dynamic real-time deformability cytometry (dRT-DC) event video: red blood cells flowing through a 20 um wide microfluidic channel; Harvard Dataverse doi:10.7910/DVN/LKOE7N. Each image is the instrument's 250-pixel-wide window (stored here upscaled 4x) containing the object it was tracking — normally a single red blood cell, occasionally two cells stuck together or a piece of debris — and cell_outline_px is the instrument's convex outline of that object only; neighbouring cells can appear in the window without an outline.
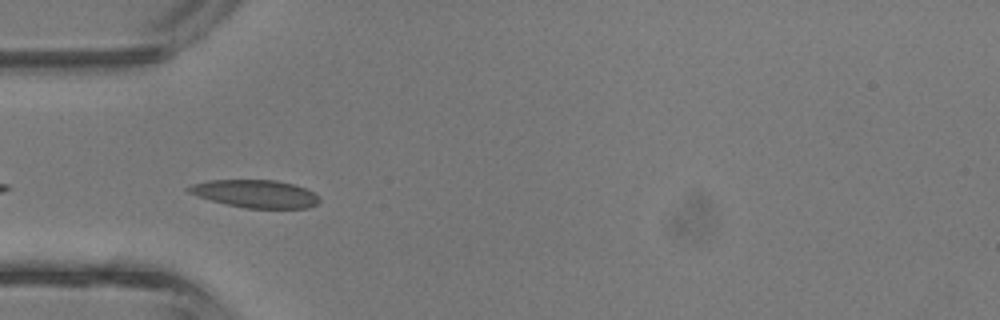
{"species": "common noctule bat (a hibernating species)", "species_latin": "Nyctalus noctula", "temperature_condition": "room temperature", "stored_images_in_passage": 32, "camera_frame_rate_fps": 3000, "um_per_image_px": 0.085, "animal": {"sex": "male", "body_mass_g": 13.3}, "frame": {"image": 1, "passage_image": 4, "time_ms": 1.0, "image_size_px": [1000, 320], "cell_outline_px": [[320, 200], [316, 204], [308, 208], [244, 208], [212, 200], [188, 192], [184, 188], [192, 184], [208, 180], [276, 180], [296, 184], [320, 196]], "centroid_in_image_um": [21.73, 16.46], "position_along_channel_um": 63.3, "area_um2": 21.1}}
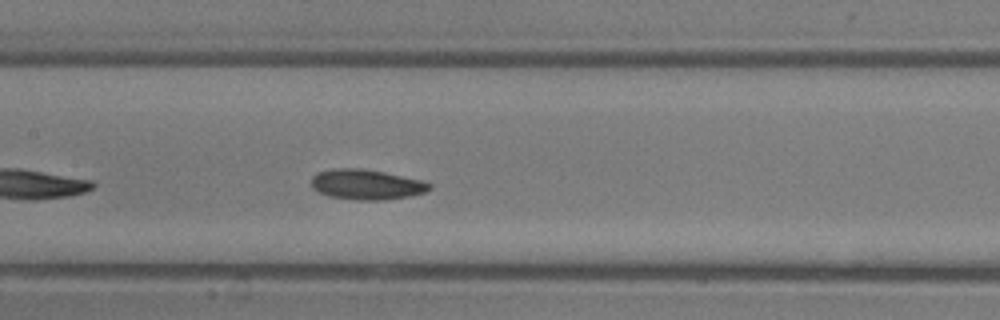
{"frame": {"image": 2, "passage_image": 11, "time_ms": 3.333, "image_size_px": [1000, 320], "cell_outline_px": [[432, 188], [424, 192], [408, 196], [380, 200], [356, 200], [328, 196], [312, 188], [312, 176], [316, 172], [332, 168], [360, 168], [384, 172], [420, 180], [432, 184]], "centroid_in_image_um": [31.11, 15.67], "position_along_channel_um": 176.3, "area_um2": 20.69}}
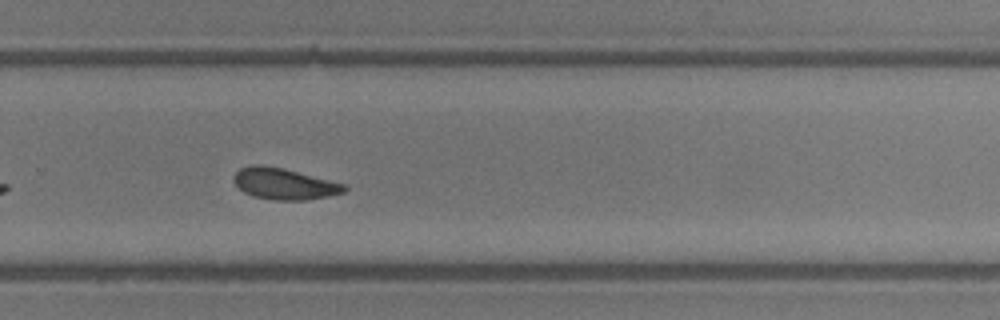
{"frame": {"image": 3, "passage_image": 19, "time_ms": 6.0, "image_size_px": [1000, 320], "cell_outline_px": [[348, 188], [344, 192], [328, 196], [304, 200], [272, 200], [252, 196], [244, 192], [236, 184], [232, 176], [240, 168], [256, 164], [260, 164], [284, 168], [344, 184]], "centroid_in_image_um": [24.13, 15.62], "position_along_channel_um": 305.7, "area_um2": 20.06}, "authors_computed_cell_mechanics": {"area_um2": 19.941, "velocity_mm_per_s": 4.8823, "shape_relaxation_time_tau1_ms": null, "shape_relaxation_time_tau2_ms": 4.6544, "deformation_change_tau1": null, "deformation_change_tau2": 0.1152}}